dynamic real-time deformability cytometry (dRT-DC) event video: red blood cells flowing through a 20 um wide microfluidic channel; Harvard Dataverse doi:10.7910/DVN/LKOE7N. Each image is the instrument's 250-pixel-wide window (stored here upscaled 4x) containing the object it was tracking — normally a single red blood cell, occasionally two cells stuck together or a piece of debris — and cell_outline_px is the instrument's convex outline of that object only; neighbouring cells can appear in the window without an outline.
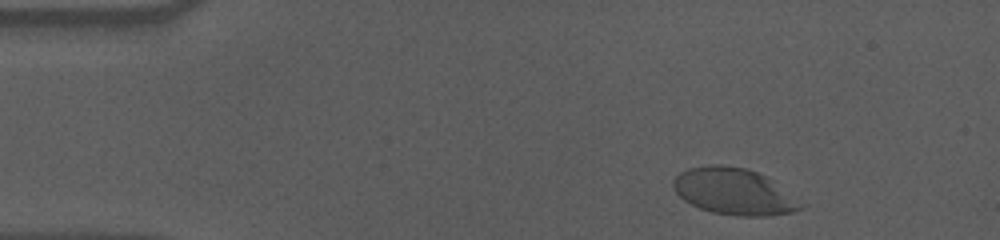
{"species": "human", "species_latin": "Homo sapiens", "temperature_condition": "cold", "stored_images_in_passage": 45, "camera_frame_rate_fps": 3000, "um_per_image_px": 0.085, "donor": {"sex": "male"}, "frame": {"image": 1, "passage_image": 4, "time_ms": 1.0, "image_size_px": [1000, 240], "cell_outline_px": [[804, 208], [792, 212], [768, 216], [736, 216], [712, 212], [700, 208], [684, 200], [672, 188], [672, 180], [680, 172], [688, 168], [708, 164], [720, 164], [744, 168], [768, 176], [804, 204]], "centroid_in_image_um": [62.38, 16.27], "position_along_channel_um": 22.6, "area_um2": 34.74}}
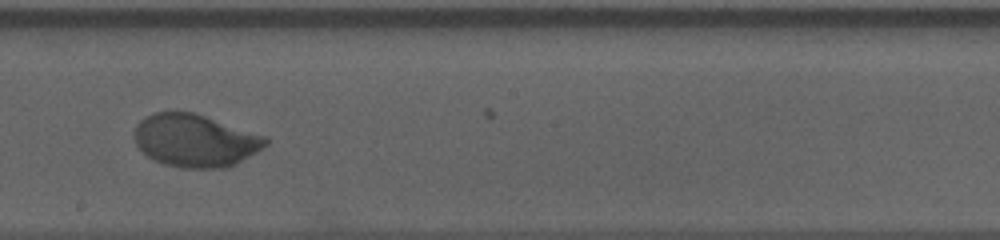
{"frame": {"image": 2, "passage_image": 29, "time_ms": 9.333, "image_size_px": [1000, 240], "cell_outline_px": [[268, 144], [256, 152], [236, 164], [224, 168], [180, 168], [164, 164], [152, 160], [136, 144], [136, 124], [140, 120], [152, 112], [192, 112], [268, 136]], "centroid_in_image_um": [16.61, 11.95], "position_along_channel_um": 231.6, "area_um2": 40.23}}
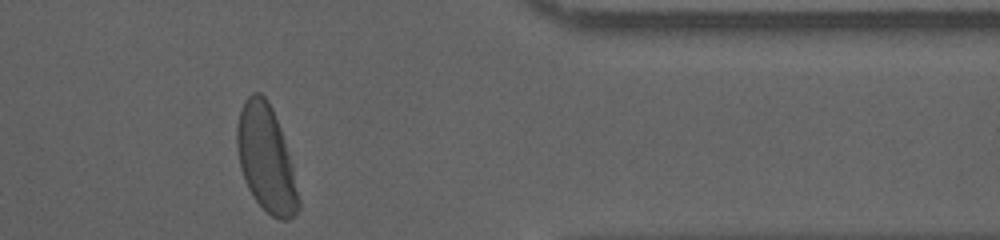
{"frame": {"image": 3, "passage_image": 44, "time_ms": 14.333, "image_size_px": [1000, 240], "cell_outline_px": [[300, 208], [288, 220], [280, 220], [272, 216], [256, 200], [248, 188], [240, 168], [236, 148], [236, 128], [240, 112], [244, 100], [252, 92], [260, 92], [268, 100], [272, 108], [280, 128], [292, 168], [300, 200]], "centroid_in_image_um": [22.59, 13.47], "position_along_channel_um": 388.8, "area_um2": 37.74}, "authors_computed_cell_mechanics": {"area_um2": 39.1884, "velocity_mm_per_s": 3.5186, "shape_relaxation_time_tau1_ms": 3.1527, "shape_relaxation_time_tau2_ms": null, "deformation_change_tau1": 0.1398, "deformation_change_tau2": null}}